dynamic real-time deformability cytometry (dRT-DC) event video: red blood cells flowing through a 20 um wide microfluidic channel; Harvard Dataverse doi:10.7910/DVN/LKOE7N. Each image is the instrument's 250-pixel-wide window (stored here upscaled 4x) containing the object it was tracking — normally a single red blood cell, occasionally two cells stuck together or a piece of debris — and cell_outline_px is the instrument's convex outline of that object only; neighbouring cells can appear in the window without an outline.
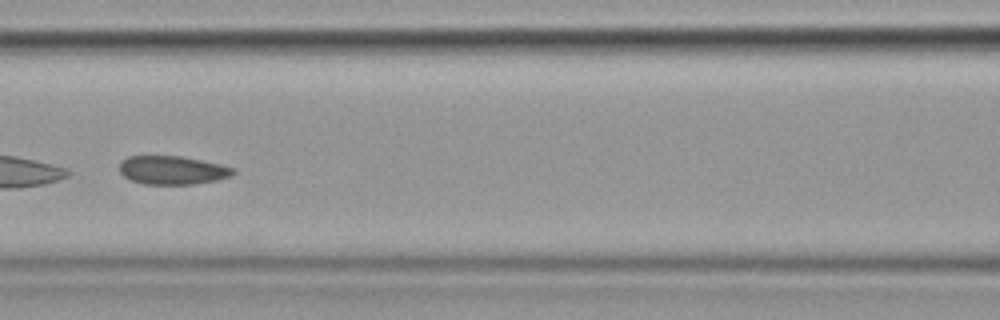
{"species": "common noctule bat (a hibernating species)", "species_latin": "Nyctalus noctula", "temperature_condition": "cold", "stored_images_in_passage": 36, "camera_frame_rate_fps": 3000, "um_per_image_px": 0.085, "animal": {"sex": "female", "body_mass_g": 19.9}, "frame": {"image": 1, "passage_image": 11, "time_ms": 3.333, "image_size_px": [1000, 320], "cell_outline_px": [[236, 172], [228, 176], [216, 180], [192, 184], [144, 184], [132, 180], [124, 176], [120, 172], [120, 160], [128, 156], [180, 156], [220, 164], [236, 168]], "centroid_in_image_um": [14.64, 14.46], "position_along_channel_um": 152.0, "area_um2": 18.79}, "authors_computed_cell_mechanics": {"area_um2": 19.3919, "velocity_mm_per_s": 3.5559, "shape_relaxation_time_tau1_ms": null, "shape_relaxation_time_tau2_ms": 2.0706, "deformation_change_tau1": null, "deformation_change_tau2": 0.0474}}